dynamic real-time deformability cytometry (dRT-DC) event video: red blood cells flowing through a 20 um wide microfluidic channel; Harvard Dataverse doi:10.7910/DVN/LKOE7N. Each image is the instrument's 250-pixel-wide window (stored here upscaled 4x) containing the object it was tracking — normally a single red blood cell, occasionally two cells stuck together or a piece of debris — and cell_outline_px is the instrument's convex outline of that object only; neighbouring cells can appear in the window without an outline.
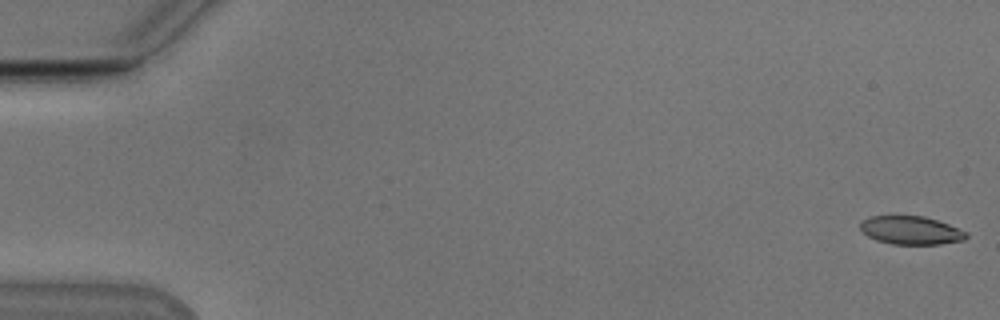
{"species": "Egyptian fruit bat (a non-hibernating species)", "species_latin": "Rousettus aegyptiacus", "temperature_condition": "cold", "stored_images_in_passage": 55, "camera_frame_rate_fps": 3000, "um_per_image_px": 0.085, "animal": {"sex": "male"}, "frame": {"image": 1, "passage_image": 1, "time_ms": 0.0, "image_size_px": [1000, 320], "cell_outline_px": [[968, 236], [964, 240], [940, 244], [892, 244], [876, 240], [868, 236], [860, 228], [860, 220], [868, 216], [924, 216], [948, 224], [968, 232]], "centroid_in_image_um": [77.41, 19.57], "position_along_channel_um": 7.6, "area_um2": 17.51}}
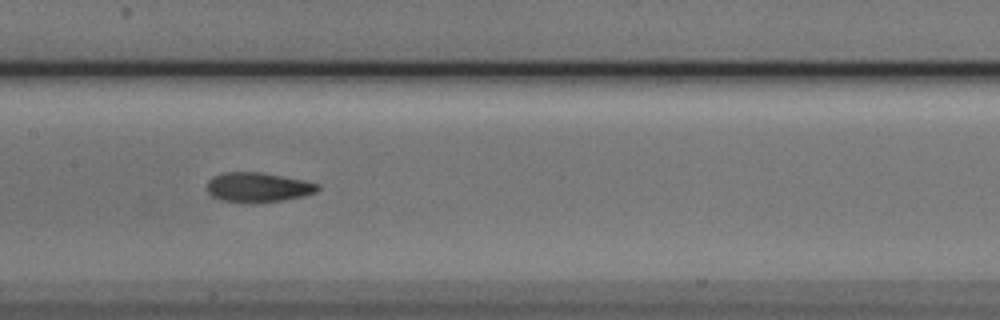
{"frame": {"image": 2, "passage_image": 27, "time_ms": 8.667, "image_size_px": [1000, 320], "cell_outline_px": [[320, 188], [316, 192], [304, 196], [284, 200], [256, 204], [252, 204], [220, 200], [212, 196], [208, 192], [208, 180], [212, 176], [224, 172], [264, 172], [304, 180], [320, 184]], "centroid_in_image_um": [21.94, 15.93], "position_along_channel_um": 185.5, "area_um2": 19.59}}
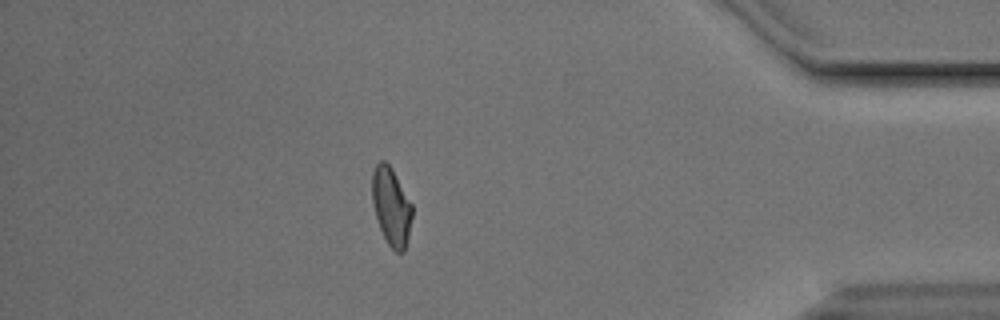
{"frame": {"image": 3, "passage_image": 47, "time_ms": 15.333, "image_size_px": [1000, 320], "cell_outline_px": [[412, 216], [408, 236], [404, 252], [396, 252], [388, 244], [380, 228], [372, 204], [372, 172], [376, 164], [380, 160], [384, 160], [392, 168], [412, 204]], "centroid_in_image_um": [33.25, 17.53], "position_along_channel_um": 402.0, "area_um2": 18.09}, "authors_computed_cell_mechanics": {"area_um2": 18.8428, "velocity_mm_per_s": 3.8378, "shape_relaxation_time_tau1_ms": 3.6973, "shape_relaxation_time_tau2_ms": 1.8961, "deformation_change_tau1": 0.1495, "deformation_change_tau2": 0.0802}}